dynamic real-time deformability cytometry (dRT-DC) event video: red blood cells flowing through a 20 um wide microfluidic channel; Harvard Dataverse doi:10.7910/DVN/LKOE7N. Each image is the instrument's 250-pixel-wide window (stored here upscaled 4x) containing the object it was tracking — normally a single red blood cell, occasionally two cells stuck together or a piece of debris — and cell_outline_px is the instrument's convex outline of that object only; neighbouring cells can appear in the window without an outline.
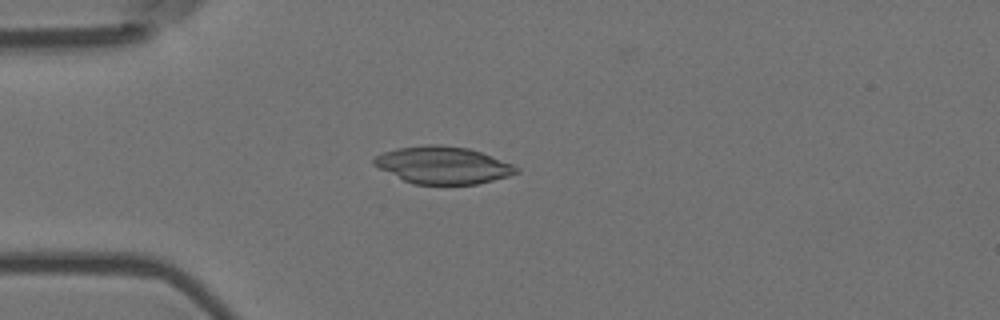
{"species": "Egyptian fruit bat (a non-hibernating species)", "species_latin": "Rousettus aegyptiacus", "temperature_condition": "room temperature", "stored_images_in_passage": 53, "camera_frame_rate_fps": 3000, "um_per_image_px": 0.085, "animal": {"sex": "female"}, "frame": {"image": 1, "passage_image": 13, "time_ms": 4.0, "image_size_px": [1000, 320], "cell_outline_px": [[520, 172], [508, 176], [476, 184], [412, 184], [372, 164], [372, 160], [376, 156], [384, 152], [396, 148], [428, 144], [440, 144], [468, 148], [480, 152], [512, 164], [520, 168]], "centroid_in_image_um": [37.65, 14.03], "position_along_channel_um": 47.4, "area_um2": 30.69}}
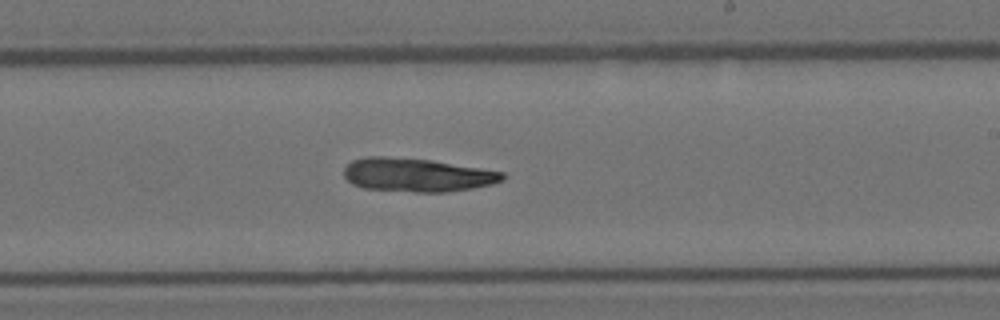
{"frame": {"image": 2, "passage_image": 31, "time_ms": 10.0, "image_size_px": [1000, 320], "cell_outline_px": [[504, 180], [492, 184], [472, 188], [444, 192], [416, 192], [364, 188], [352, 184], [344, 176], [344, 168], [352, 160], [368, 156], [384, 156], [432, 160], [504, 172]], "centroid_in_image_um": [35.43, 14.86], "position_along_channel_um": 253.6, "area_um2": 30.92}}
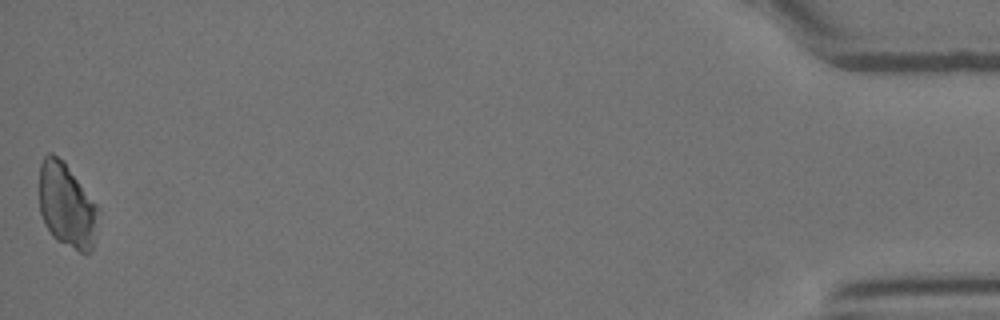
{"frame": {"image": 3, "passage_image": 53, "time_ms": 17.333, "image_size_px": [1000, 320], "cell_outline_px": [[100, 212], [92, 252], [80, 252], [56, 240], [52, 236], [44, 224], [40, 212], [40, 164], [44, 156], [48, 152], [52, 152], [64, 160], [100, 208]], "centroid_in_image_um": [5.69, 17.45], "position_along_channel_um": 429.5, "area_um2": 29.54}}